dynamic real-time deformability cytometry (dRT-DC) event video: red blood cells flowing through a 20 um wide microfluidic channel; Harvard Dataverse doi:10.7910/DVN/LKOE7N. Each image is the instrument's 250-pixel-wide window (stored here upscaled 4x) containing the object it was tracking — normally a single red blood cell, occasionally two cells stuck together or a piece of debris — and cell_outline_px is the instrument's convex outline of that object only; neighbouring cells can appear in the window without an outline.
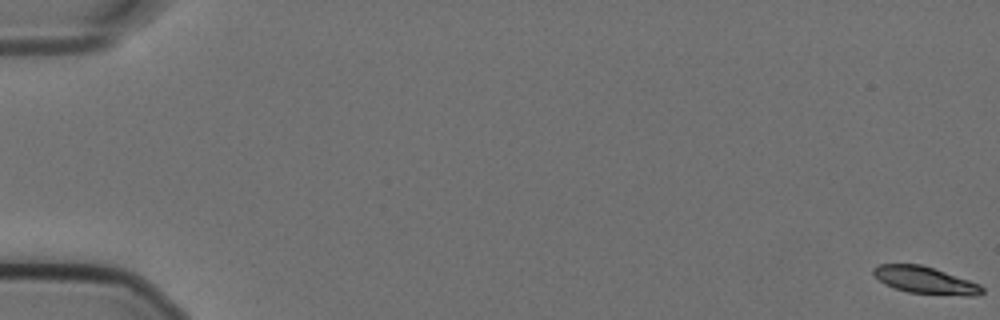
{"species": "Egyptian fruit bat (a non-hibernating species)", "species_latin": "Rousettus aegyptiacus", "temperature_condition": "cold", "stored_images_in_passage": 59, "camera_frame_rate_fps": 3000, "um_per_image_px": 0.085, "animal": {"sex": "female"}, "frame": {"image": 1, "passage_image": 1, "time_ms": 0.0, "image_size_px": [1000, 320], "cell_outline_px": [[984, 292], [976, 296], [964, 296], [908, 292], [884, 284], [872, 272], [872, 268], [880, 264], [920, 264], [980, 284], [984, 288]], "centroid_in_image_um": [78.65, 23.83], "position_along_channel_um": 6.3, "area_um2": 16.94}}
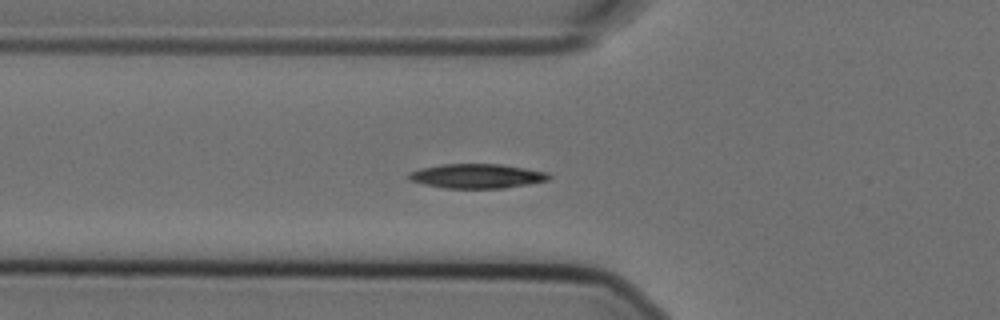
{"frame": {"image": 2, "passage_image": 22, "time_ms": 7.0, "image_size_px": [1000, 320], "cell_outline_px": [[552, 176], [548, 180], [528, 184], [504, 188], [444, 188], [424, 184], [408, 180], [408, 172], [420, 168], [440, 164], [500, 164], [548, 172]], "centroid_in_image_um": [40.51, 14.96], "position_along_channel_um": 85.3, "area_um2": 20.0}}
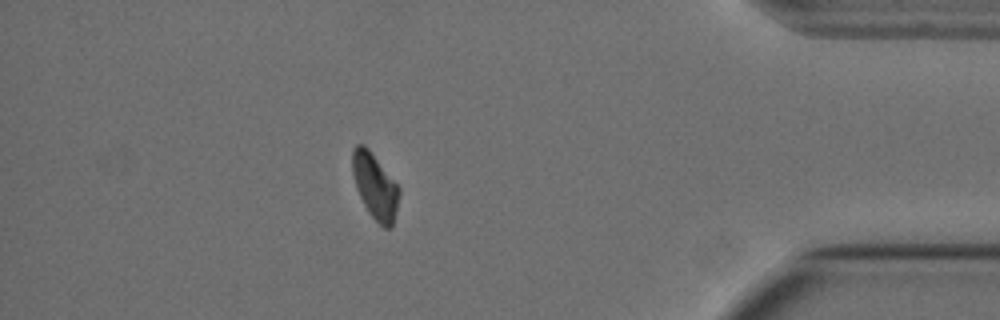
{"frame": {"image": 3, "passage_image": 52, "time_ms": 17.0, "image_size_px": [1000, 320], "cell_outline_px": [[400, 192], [396, 212], [392, 228], [384, 228], [368, 212], [356, 188], [352, 172], [352, 148], [356, 144], [364, 144], [368, 148], [400, 188]], "centroid_in_image_um": [31.87, 15.82], "position_along_channel_um": 403.3, "area_um2": 17.74}, "authors_computed_cell_mechanics": {"area_um2": 18.4382, "velocity_mm_per_s": 3.542, "shape_relaxation_time_tau1_ms": 4.554, "shape_relaxation_time_tau2_ms": null, "deformation_change_tau1": 0.1293, "deformation_change_tau2": null}}